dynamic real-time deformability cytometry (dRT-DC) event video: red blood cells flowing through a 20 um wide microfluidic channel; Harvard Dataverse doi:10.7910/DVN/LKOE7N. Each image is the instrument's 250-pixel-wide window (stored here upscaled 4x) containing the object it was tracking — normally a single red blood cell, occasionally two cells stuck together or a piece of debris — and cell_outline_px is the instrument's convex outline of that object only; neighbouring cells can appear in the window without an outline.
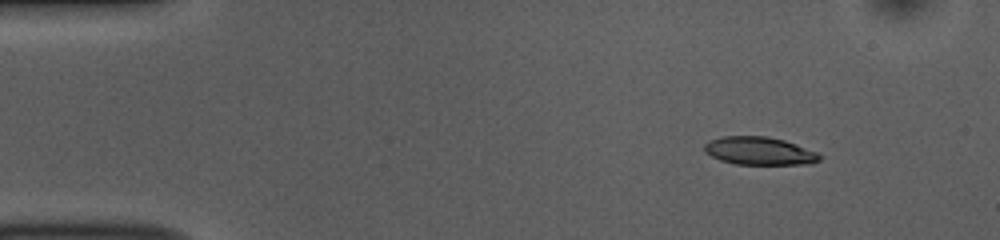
{"species": "common noctule bat (a hibernating species)", "species_latin": "Nyctalus noctula", "temperature_condition": "room temperature", "stored_images_in_passage": 48, "camera_frame_rate_fps": 3000, "um_per_image_px": 0.085, "animal": {"sex": "female", "body_mass_g": 10.0, "forearm_length_mm": 53.1}, "frame": {"image": 1, "passage_image": 1, "time_ms": 0.0, "image_size_px": [1000, 240], "cell_outline_px": [[820, 156], [816, 160], [796, 164], [740, 164], [724, 160], [712, 156], [704, 148], [712, 140], [728, 136], [760, 136], [780, 140], [792, 144], [812, 152]], "centroid_in_image_um": [64.46, 12.83], "position_along_channel_um": 20.5, "area_um2": 17.28}}
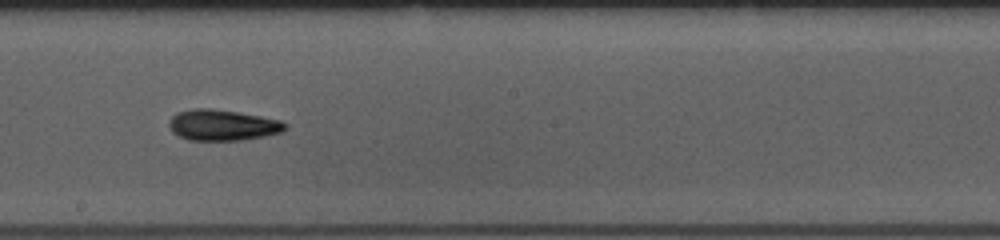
{"frame": {"image": 2, "passage_image": 24, "time_ms": 7.667, "image_size_px": [1000, 240], "cell_outline_px": [[284, 128], [276, 132], [256, 136], [232, 140], [196, 140], [180, 136], [172, 128], [172, 116], [180, 112], [232, 112], [256, 116], [276, 120], [284, 124]], "centroid_in_image_um": [18.91, 10.68], "position_along_channel_um": 229.3, "area_um2": 18.26}}
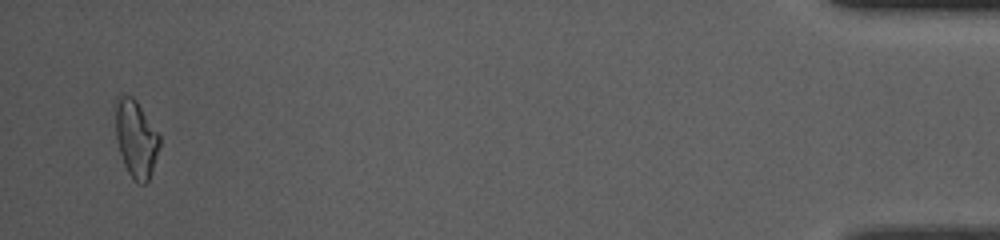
{"frame": {"image": 3, "passage_image": 46, "time_ms": 15.0, "image_size_px": [1000, 240], "cell_outline_px": [[160, 144], [148, 180], [144, 184], [136, 180], [132, 176], [124, 160], [120, 148], [116, 132], [116, 112], [120, 100], [128, 96], [140, 108], [160, 136]], "centroid_in_image_um": [11.6, 11.86], "position_along_channel_um": 423.6, "area_um2": 17.98}, "authors_computed_cell_mechanics": {"area_um2": 18.0047, "velocity_mm_per_s": 3.7782, "shape_relaxation_time_tau1_ms": 7.8997, "shape_relaxation_time_tau2_ms": 4.9489, "deformation_change_tau1": 0.1977, "deformation_change_tau2": 0.1396}}